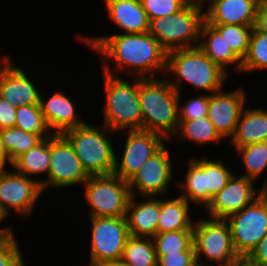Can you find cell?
<instances>
[{
	"label": "cell",
	"instance_id": "6da1fadb",
	"mask_svg": "<svg viewBox=\"0 0 267 266\" xmlns=\"http://www.w3.org/2000/svg\"><path fill=\"white\" fill-rule=\"evenodd\" d=\"M76 37L78 42L80 40L81 43L88 44L92 51H96L101 56L103 73L119 76L118 72L126 71L129 74H125H133L134 77L139 78L165 76L167 51L149 32L142 34H120L119 32L111 36L83 34Z\"/></svg>",
	"mask_w": 267,
	"mask_h": 266
},
{
	"label": "cell",
	"instance_id": "7a4b0ae2",
	"mask_svg": "<svg viewBox=\"0 0 267 266\" xmlns=\"http://www.w3.org/2000/svg\"><path fill=\"white\" fill-rule=\"evenodd\" d=\"M166 75H171V78ZM166 80L178 92L183 86L211 94L225 88L228 74L209 59L200 47L175 49L167 52Z\"/></svg>",
	"mask_w": 267,
	"mask_h": 266
},
{
	"label": "cell",
	"instance_id": "3957f363",
	"mask_svg": "<svg viewBox=\"0 0 267 266\" xmlns=\"http://www.w3.org/2000/svg\"><path fill=\"white\" fill-rule=\"evenodd\" d=\"M178 95L165 76L139 78L142 130L172 141L179 127Z\"/></svg>",
	"mask_w": 267,
	"mask_h": 266
},
{
	"label": "cell",
	"instance_id": "277c9868",
	"mask_svg": "<svg viewBox=\"0 0 267 266\" xmlns=\"http://www.w3.org/2000/svg\"><path fill=\"white\" fill-rule=\"evenodd\" d=\"M104 95L102 124L115 133L142 130L139 102V77L126 78L103 73Z\"/></svg>",
	"mask_w": 267,
	"mask_h": 266
},
{
	"label": "cell",
	"instance_id": "5b68a950",
	"mask_svg": "<svg viewBox=\"0 0 267 266\" xmlns=\"http://www.w3.org/2000/svg\"><path fill=\"white\" fill-rule=\"evenodd\" d=\"M118 133L108 127L91 125L68 129L62 135L72 145L84 170L89 176L110 175L114 173L116 147L112 140ZM114 136V137H113ZM113 138V139H112Z\"/></svg>",
	"mask_w": 267,
	"mask_h": 266
},
{
	"label": "cell",
	"instance_id": "8992f818",
	"mask_svg": "<svg viewBox=\"0 0 267 266\" xmlns=\"http://www.w3.org/2000/svg\"><path fill=\"white\" fill-rule=\"evenodd\" d=\"M192 157L188 161L184 180L177 181L175 185L178 186L180 197L193 204L192 206L205 208L212 197L226 186L234 172L222 159Z\"/></svg>",
	"mask_w": 267,
	"mask_h": 266
},
{
	"label": "cell",
	"instance_id": "52a82bcc",
	"mask_svg": "<svg viewBox=\"0 0 267 266\" xmlns=\"http://www.w3.org/2000/svg\"><path fill=\"white\" fill-rule=\"evenodd\" d=\"M202 217L199 220L197 218L193 225V244L197 264L199 266H208V264L231 266L239 256L234 249L227 220L209 216Z\"/></svg>",
	"mask_w": 267,
	"mask_h": 266
},
{
	"label": "cell",
	"instance_id": "ba28073f",
	"mask_svg": "<svg viewBox=\"0 0 267 266\" xmlns=\"http://www.w3.org/2000/svg\"><path fill=\"white\" fill-rule=\"evenodd\" d=\"M204 21V9L187 3L176 13L150 20L149 33L167 52L198 47Z\"/></svg>",
	"mask_w": 267,
	"mask_h": 266
},
{
	"label": "cell",
	"instance_id": "9c48e42d",
	"mask_svg": "<svg viewBox=\"0 0 267 266\" xmlns=\"http://www.w3.org/2000/svg\"><path fill=\"white\" fill-rule=\"evenodd\" d=\"M90 217H123L131 198L128 182L114 173L90 176L83 184Z\"/></svg>",
	"mask_w": 267,
	"mask_h": 266
},
{
	"label": "cell",
	"instance_id": "30bf717a",
	"mask_svg": "<svg viewBox=\"0 0 267 266\" xmlns=\"http://www.w3.org/2000/svg\"><path fill=\"white\" fill-rule=\"evenodd\" d=\"M91 264L121 261L124 247L130 237L126 217H90Z\"/></svg>",
	"mask_w": 267,
	"mask_h": 266
},
{
	"label": "cell",
	"instance_id": "8fae6325",
	"mask_svg": "<svg viewBox=\"0 0 267 266\" xmlns=\"http://www.w3.org/2000/svg\"><path fill=\"white\" fill-rule=\"evenodd\" d=\"M90 176L84 170L72 145L62 134L50 136V166L41 188L62 189L83 185Z\"/></svg>",
	"mask_w": 267,
	"mask_h": 266
},
{
	"label": "cell",
	"instance_id": "7c38bea8",
	"mask_svg": "<svg viewBox=\"0 0 267 266\" xmlns=\"http://www.w3.org/2000/svg\"><path fill=\"white\" fill-rule=\"evenodd\" d=\"M226 220L236 253L239 257H247L267 233V196L260 195Z\"/></svg>",
	"mask_w": 267,
	"mask_h": 266
},
{
	"label": "cell",
	"instance_id": "4fadbf2b",
	"mask_svg": "<svg viewBox=\"0 0 267 266\" xmlns=\"http://www.w3.org/2000/svg\"><path fill=\"white\" fill-rule=\"evenodd\" d=\"M169 152V148L164 144L145 161L141 169L128 181L132 196H169L171 181L177 182L175 181L177 179L174 178V165Z\"/></svg>",
	"mask_w": 267,
	"mask_h": 266
},
{
	"label": "cell",
	"instance_id": "5bb4252c",
	"mask_svg": "<svg viewBox=\"0 0 267 266\" xmlns=\"http://www.w3.org/2000/svg\"><path fill=\"white\" fill-rule=\"evenodd\" d=\"M42 194L41 184L36 179L17 173L13 168L0 170V209L7 217L14 211L18 216L29 218Z\"/></svg>",
	"mask_w": 267,
	"mask_h": 266
},
{
	"label": "cell",
	"instance_id": "9a60e30c",
	"mask_svg": "<svg viewBox=\"0 0 267 266\" xmlns=\"http://www.w3.org/2000/svg\"><path fill=\"white\" fill-rule=\"evenodd\" d=\"M122 133L126 134L124 150L120 158L116 150L114 174L128 182L141 169L145 161L169 141L162 135L150 131L133 130Z\"/></svg>",
	"mask_w": 267,
	"mask_h": 266
},
{
	"label": "cell",
	"instance_id": "2e32d148",
	"mask_svg": "<svg viewBox=\"0 0 267 266\" xmlns=\"http://www.w3.org/2000/svg\"><path fill=\"white\" fill-rule=\"evenodd\" d=\"M2 56L0 55V96L15 107L40 105L41 92L31 80L32 76L12 63L11 57Z\"/></svg>",
	"mask_w": 267,
	"mask_h": 266
},
{
	"label": "cell",
	"instance_id": "e0dca14e",
	"mask_svg": "<svg viewBox=\"0 0 267 266\" xmlns=\"http://www.w3.org/2000/svg\"><path fill=\"white\" fill-rule=\"evenodd\" d=\"M255 181L233 174L222 188L204 208L207 216L226 219L229 215L241 211L260 196Z\"/></svg>",
	"mask_w": 267,
	"mask_h": 266
},
{
	"label": "cell",
	"instance_id": "ac0fdd59",
	"mask_svg": "<svg viewBox=\"0 0 267 266\" xmlns=\"http://www.w3.org/2000/svg\"><path fill=\"white\" fill-rule=\"evenodd\" d=\"M245 88H235L232 91H221L209 94L207 117L213 123L217 132L224 139H231L240 115L246 106Z\"/></svg>",
	"mask_w": 267,
	"mask_h": 266
},
{
	"label": "cell",
	"instance_id": "d6986e66",
	"mask_svg": "<svg viewBox=\"0 0 267 266\" xmlns=\"http://www.w3.org/2000/svg\"><path fill=\"white\" fill-rule=\"evenodd\" d=\"M260 0H213L204 8V19L209 25L254 26Z\"/></svg>",
	"mask_w": 267,
	"mask_h": 266
},
{
	"label": "cell",
	"instance_id": "ffe728a7",
	"mask_svg": "<svg viewBox=\"0 0 267 266\" xmlns=\"http://www.w3.org/2000/svg\"><path fill=\"white\" fill-rule=\"evenodd\" d=\"M42 94L40 99L41 111L53 134H62L68 129L87 123L78 116L75 102L65 92L56 91L47 100Z\"/></svg>",
	"mask_w": 267,
	"mask_h": 266
},
{
	"label": "cell",
	"instance_id": "44dd1931",
	"mask_svg": "<svg viewBox=\"0 0 267 266\" xmlns=\"http://www.w3.org/2000/svg\"><path fill=\"white\" fill-rule=\"evenodd\" d=\"M137 198H141L140 201ZM159 216L160 197L131 196L125 216L130 236L151 238L155 236Z\"/></svg>",
	"mask_w": 267,
	"mask_h": 266
},
{
	"label": "cell",
	"instance_id": "7402d4cb",
	"mask_svg": "<svg viewBox=\"0 0 267 266\" xmlns=\"http://www.w3.org/2000/svg\"><path fill=\"white\" fill-rule=\"evenodd\" d=\"M108 19L122 34L149 32V19L140 0H103Z\"/></svg>",
	"mask_w": 267,
	"mask_h": 266
},
{
	"label": "cell",
	"instance_id": "603a6c76",
	"mask_svg": "<svg viewBox=\"0 0 267 266\" xmlns=\"http://www.w3.org/2000/svg\"><path fill=\"white\" fill-rule=\"evenodd\" d=\"M200 49L228 75L229 66L241 75L242 60L234 53L222 35L205 21L200 30Z\"/></svg>",
	"mask_w": 267,
	"mask_h": 266
},
{
	"label": "cell",
	"instance_id": "cb8c5ba5",
	"mask_svg": "<svg viewBox=\"0 0 267 266\" xmlns=\"http://www.w3.org/2000/svg\"><path fill=\"white\" fill-rule=\"evenodd\" d=\"M265 141H267V109L245 106L234 134L229 140L231 146L237 148Z\"/></svg>",
	"mask_w": 267,
	"mask_h": 266
},
{
	"label": "cell",
	"instance_id": "d4e9b609",
	"mask_svg": "<svg viewBox=\"0 0 267 266\" xmlns=\"http://www.w3.org/2000/svg\"><path fill=\"white\" fill-rule=\"evenodd\" d=\"M176 196L170 199L166 196H161L157 233L193 230L195 219L192 217V211H190V208H192L191 203L179 195Z\"/></svg>",
	"mask_w": 267,
	"mask_h": 266
},
{
	"label": "cell",
	"instance_id": "484cf974",
	"mask_svg": "<svg viewBox=\"0 0 267 266\" xmlns=\"http://www.w3.org/2000/svg\"><path fill=\"white\" fill-rule=\"evenodd\" d=\"M50 166V137L44 138L35 147L20 155L12 165V168L24 176L36 179L40 184L45 178L40 175H47ZM39 175V176H38Z\"/></svg>",
	"mask_w": 267,
	"mask_h": 266
},
{
	"label": "cell",
	"instance_id": "4316f807",
	"mask_svg": "<svg viewBox=\"0 0 267 266\" xmlns=\"http://www.w3.org/2000/svg\"><path fill=\"white\" fill-rule=\"evenodd\" d=\"M173 138L189 140L188 143L192 141L196 145H203V147L206 144L213 145V142L218 145L224 141L207 116L194 120H179V127Z\"/></svg>",
	"mask_w": 267,
	"mask_h": 266
},
{
	"label": "cell",
	"instance_id": "83f0119b",
	"mask_svg": "<svg viewBox=\"0 0 267 266\" xmlns=\"http://www.w3.org/2000/svg\"><path fill=\"white\" fill-rule=\"evenodd\" d=\"M121 262L127 266H157L152 238L130 236L124 247Z\"/></svg>",
	"mask_w": 267,
	"mask_h": 266
},
{
	"label": "cell",
	"instance_id": "f1b7e54d",
	"mask_svg": "<svg viewBox=\"0 0 267 266\" xmlns=\"http://www.w3.org/2000/svg\"><path fill=\"white\" fill-rule=\"evenodd\" d=\"M236 155L240 157L244 173L240 176L249 178L255 183L267 171V141L235 148Z\"/></svg>",
	"mask_w": 267,
	"mask_h": 266
},
{
	"label": "cell",
	"instance_id": "f546056e",
	"mask_svg": "<svg viewBox=\"0 0 267 266\" xmlns=\"http://www.w3.org/2000/svg\"><path fill=\"white\" fill-rule=\"evenodd\" d=\"M156 256H167L185 250H195L193 230H177L157 233L152 237Z\"/></svg>",
	"mask_w": 267,
	"mask_h": 266
},
{
	"label": "cell",
	"instance_id": "4dcf8cb0",
	"mask_svg": "<svg viewBox=\"0 0 267 266\" xmlns=\"http://www.w3.org/2000/svg\"><path fill=\"white\" fill-rule=\"evenodd\" d=\"M0 136L12 163L43 140L40 135L27 133L15 126L0 130Z\"/></svg>",
	"mask_w": 267,
	"mask_h": 266
},
{
	"label": "cell",
	"instance_id": "1f68e13d",
	"mask_svg": "<svg viewBox=\"0 0 267 266\" xmlns=\"http://www.w3.org/2000/svg\"><path fill=\"white\" fill-rule=\"evenodd\" d=\"M15 127L43 139L53 135L46 124L40 105H23L16 109Z\"/></svg>",
	"mask_w": 267,
	"mask_h": 266
},
{
	"label": "cell",
	"instance_id": "d6a6232c",
	"mask_svg": "<svg viewBox=\"0 0 267 266\" xmlns=\"http://www.w3.org/2000/svg\"><path fill=\"white\" fill-rule=\"evenodd\" d=\"M267 70V34L254 28L251 33L246 56L242 60V74Z\"/></svg>",
	"mask_w": 267,
	"mask_h": 266
},
{
	"label": "cell",
	"instance_id": "836d02e7",
	"mask_svg": "<svg viewBox=\"0 0 267 266\" xmlns=\"http://www.w3.org/2000/svg\"><path fill=\"white\" fill-rule=\"evenodd\" d=\"M225 39L234 53L241 59L246 56L253 26L234 24L211 25Z\"/></svg>",
	"mask_w": 267,
	"mask_h": 266
},
{
	"label": "cell",
	"instance_id": "e575fe53",
	"mask_svg": "<svg viewBox=\"0 0 267 266\" xmlns=\"http://www.w3.org/2000/svg\"><path fill=\"white\" fill-rule=\"evenodd\" d=\"M182 92L178 95V113L179 120H194L199 117H205L208 114L209 94L202 93L187 98L182 104Z\"/></svg>",
	"mask_w": 267,
	"mask_h": 266
},
{
	"label": "cell",
	"instance_id": "d590c367",
	"mask_svg": "<svg viewBox=\"0 0 267 266\" xmlns=\"http://www.w3.org/2000/svg\"><path fill=\"white\" fill-rule=\"evenodd\" d=\"M147 17L150 20L166 17L181 10L186 0H140Z\"/></svg>",
	"mask_w": 267,
	"mask_h": 266
},
{
	"label": "cell",
	"instance_id": "8d00e7d4",
	"mask_svg": "<svg viewBox=\"0 0 267 266\" xmlns=\"http://www.w3.org/2000/svg\"><path fill=\"white\" fill-rule=\"evenodd\" d=\"M21 251L15 234L0 240V266H25Z\"/></svg>",
	"mask_w": 267,
	"mask_h": 266
},
{
	"label": "cell",
	"instance_id": "74e56055",
	"mask_svg": "<svg viewBox=\"0 0 267 266\" xmlns=\"http://www.w3.org/2000/svg\"><path fill=\"white\" fill-rule=\"evenodd\" d=\"M157 266H197L195 250H185L167 256H156Z\"/></svg>",
	"mask_w": 267,
	"mask_h": 266
},
{
	"label": "cell",
	"instance_id": "f35d334b",
	"mask_svg": "<svg viewBox=\"0 0 267 266\" xmlns=\"http://www.w3.org/2000/svg\"><path fill=\"white\" fill-rule=\"evenodd\" d=\"M16 109L0 96V130L15 126Z\"/></svg>",
	"mask_w": 267,
	"mask_h": 266
},
{
	"label": "cell",
	"instance_id": "ab89813d",
	"mask_svg": "<svg viewBox=\"0 0 267 266\" xmlns=\"http://www.w3.org/2000/svg\"><path fill=\"white\" fill-rule=\"evenodd\" d=\"M247 258L260 266H267V233L250 252Z\"/></svg>",
	"mask_w": 267,
	"mask_h": 266
},
{
	"label": "cell",
	"instance_id": "60d3db41",
	"mask_svg": "<svg viewBox=\"0 0 267 266\" xmlns=\"http://www.w3.org/2000/svg\"><path fill=\"white\" fill-rule=\"evenodd\" d=\"M253 28L260 33L267 34V0L259 1Z\"/></svg>",
	"mask_w": 267,
	"mask_h": 266
},
{
	"label": "cell",
	"instance_id": "b9f144b4",
	"mask_svg": "<svg viewBox=\"0 0 267 266\" xmlns=\"http://www.w3.org/2000/svg\"><path fill=\"white\" fill-rule=\"evenodd\" d=\"M6 163L12 168V161L0 136V170H6Z\"/></svg>",
	"mask_w": 267,
	"mask_h": 266
},
{
	"label": "cell",
	"instance_id": "7bdbcfd3",
	"mask_svg": "<svg viewBox=\"0 0 267 266\" xmlns=\"http://www.w3.org/2000/svg\"><path fill=\"white\" fill-rule=\"evenodd\" d=\"M5 219H7V216L0 209V224H2V222ZM14 234H15L14 229L11 226L10 227L7 226V227L0 228V240L7 239V238L11 237Z\"/></svg>",
	"mask_w": 267,
	"mask_h": 266
},
{
	"label": "cell",
	"instance_id": "ee69618b",
	"mask_svg": "<svg viewBox=\"0 0 267 266\" xmlns=\"http://www.w3.org/2000/svg\"><path fill=\"white\" fill-rule=\"evenodd\" d=\"M231 266H260L251 262L247 257H239L236 259Z\"/></svg>",
	"mask_w": 267,
	"mask_h": 266
},
{
	"label": "cell",
	"instance_id": "f6af8a7d",
	"mask_svg": "<svg viewBox=\"0 0 267 266\" xmlns=\"http://www.w3.org/2000/svg\"><path fill=\"white\" fill-rule=\"evenodd\" d=\"M213 0H186V2L190 5H194V6H198V7H201V8H205L206 5H209Z\"/></svg>",
	"mask_w": 267,
	"mask_h": 266
},
{
	"label": "cell",
	"instance_id": "bcb514c9",
	"mask_svg": "<svg viewBox=\"0 0 267 266\" xmlns=\"http://www.w3.org/2000/svg\"><path fill=\"white\" fill-rule=\"evenodd\" d=\"M265 176L263 185L261 186V189H259L260 195L262 196H267V173Z\"/></svg>",
	"mask_w": 267,
	"mask_h": 266
},
{
	"label": "cell",
	"instance_id": "7dc6e473",
	"mask_svg": "<svg viewBox=\"0 0 267 266\" xmlns=\"http://www.w3.org/2000/svg\"><path fill=\"white\" fill-rule=\"evenodd\" d=\"M88 266H113V262L108 263V264H91V263H89Z\"/></svg>",
	"mask_w": 267,
	"mask_h": 266
},
{
	"label": "cell",
	"instance_id": "c3c4849f",
	"mask_svg": "<svg viewBox=\"0 0 267 266\" xmlns=\"http://www.w3.org/2000/svg\"><path fill=\"white\" fill-rule=\"evenodd\" d=\"M113 266H127V265H125L121 261H119V262H113Z\"/></svg>",
	"mask_w": 267,
	"mask_h": 266
}]
</instances>
